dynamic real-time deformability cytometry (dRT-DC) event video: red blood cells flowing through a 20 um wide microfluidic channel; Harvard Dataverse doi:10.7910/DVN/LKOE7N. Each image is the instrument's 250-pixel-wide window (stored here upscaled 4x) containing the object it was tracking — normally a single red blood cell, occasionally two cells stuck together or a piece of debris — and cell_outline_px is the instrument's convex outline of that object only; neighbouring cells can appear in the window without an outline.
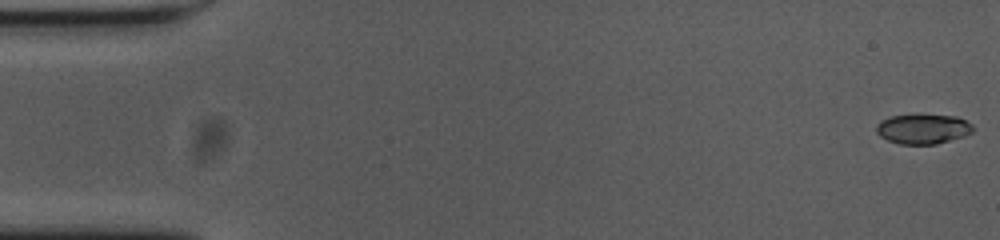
{"species": "common noctule bat (a hibernating species)", "species_latin": "Nyctalus noctula", "temperature_condition": "cold", "stored_images_in_passage": 56, "camera_frame_rate_fps": 3000, "um_per_image_px": 0.085, "animal": {"sex": "female", "body_mass_g": 23.0, "forearm_length_mm": 53.4}, "frame": {"image": 1, "passage_image": 1, "time_ms": 0.0, "image_size_px": [1000, 240], "cell_outline_px": [[976, 128], [972, 132], [964, 136], [936, 144], [900, 144], [888, 140], [880, 136], [876, 132], [876, 124], [880, 120], [888, 116], [956, 116], [972, 124]], "centroid_in_image_um": [78.44, 10.98], "position_along_channel_um": 6.6, "area_um2": 16.59}}
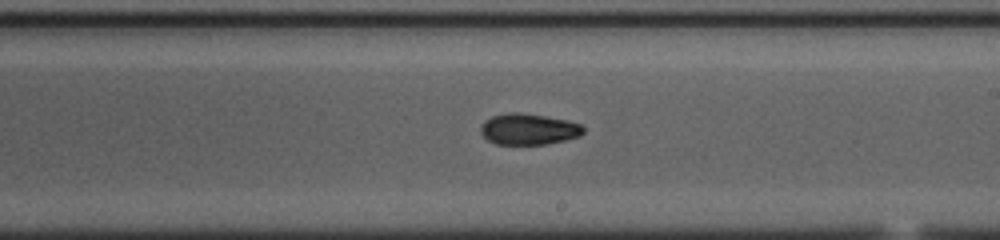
{"frame": {"image": 2, "passage_image": 32, "time_ms": 10.333, "image_size_px": [1000, 240], "cell_outline_px": [[584, 132], [580, 136], [564, 140], [544, 144], [496, 144], [488, 140], [480, 132], [480, 124], [484, 120], [492, 116], [508, 112], [520, 112], [568, 120], [580, 124], [584, 128]], "centroid_in_image_um": [44.9, 10.97], "position_along_channel_um": 244.1, "area_um2": 18.67}}
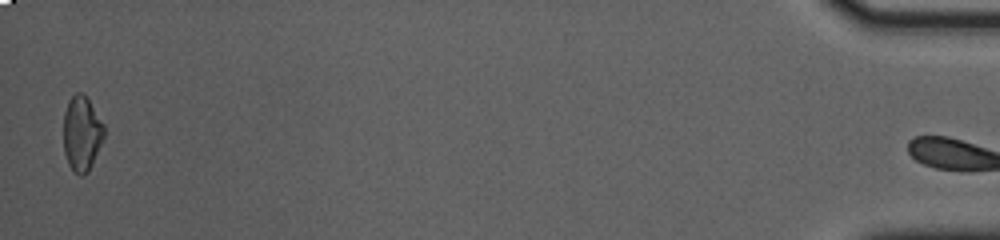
{"frame": {"image": 3, "passage_image": 55, "time_ms": 18.0, "image_size_px": [1000, 240], "cell_outline_px": [[104, 136], [88, 172], [84, 176], [80, 176], [68, 164], [64, 152], [64, 112], [68, 100], [76, 92], [80, 92], [88, 100], [104, 124]], "centroid_in_image_um": [6.94, 11.35], "position_along_channel_um": 428.3, "area_um2": 17.46}, "authors_computed_cell_mechanics": {"area_um2": 18.0625, "velocity_mm_per_s": 3.6732, "shape_relaxation_time_tau1_ms": 8.3701, "shape_relaxation_time_tau2_ms": 4.0252, "deformation_change_tau1": 0.2107, "deformation_change_tau2": 0.0777}}